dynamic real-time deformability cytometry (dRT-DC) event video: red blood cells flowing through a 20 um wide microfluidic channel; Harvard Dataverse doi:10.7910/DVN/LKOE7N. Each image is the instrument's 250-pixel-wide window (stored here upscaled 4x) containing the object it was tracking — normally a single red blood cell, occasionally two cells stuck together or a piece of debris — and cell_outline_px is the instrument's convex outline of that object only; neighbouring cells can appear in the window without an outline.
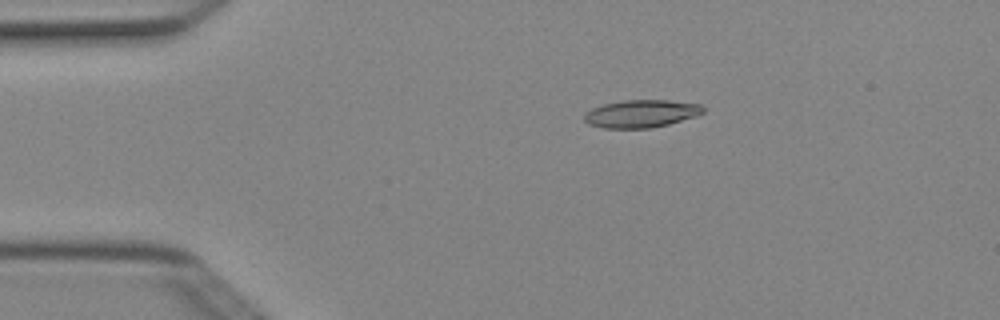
{"species": "Egyptian fruit bat (a non-hibernating species)", "species_latin": "Rousettus aegyptiacus", "temperature_condition": "cold", "stored_images_in_passage": 4, "camera_frame_rate_fps": 3000, "um_per_image_px": 0.085, "animal": {"sex": "female"}, "frame": {"image": 1, "passage_image": 2, "time_ms": 0.333, "image_size_px": [1000, 320], "cell_outline_px": [[704, 112], [696, 116], [668, 124], [652, 128], [604, 128], [588, 124], [584, 120], [584, 112], [592, 108], [604, 104], [624, 100], [668, 100], [700, 104], [704, 108]], "centroid_in_image_um": [54.48, 9.66], "position_along_channel_um": 30.5, "area_um2": 19.19}}
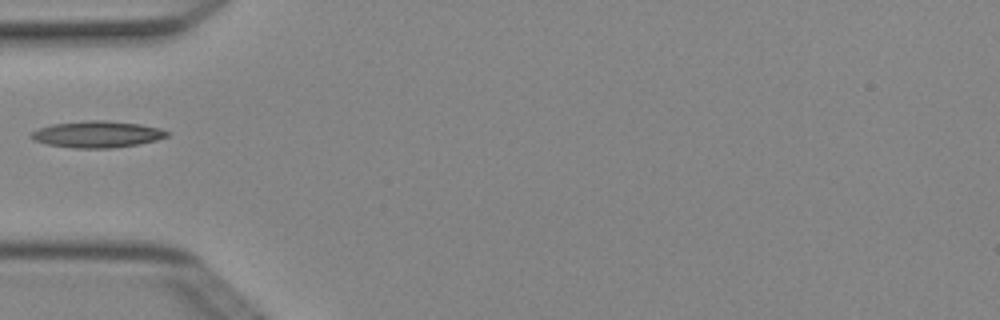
{"frame": {"image": 2, "passage_image": 4, "time_ms": 1.0, "image_size_px": [1000, 320], "cell_outline_px": [[168, 136], [156, 140], [140, 144], [112, 148], [76, 148], [48, 144], [32, 140], [28, 136], [32, 132], [40, 128], [52, 124], [88, 120], [104, 120], [140, 124], [160, 128], [168, 132]], "centroid_in_image_um": [8.25, 11.41], "position_along_channel_um": 76.7, "area_um2": 20.98}}